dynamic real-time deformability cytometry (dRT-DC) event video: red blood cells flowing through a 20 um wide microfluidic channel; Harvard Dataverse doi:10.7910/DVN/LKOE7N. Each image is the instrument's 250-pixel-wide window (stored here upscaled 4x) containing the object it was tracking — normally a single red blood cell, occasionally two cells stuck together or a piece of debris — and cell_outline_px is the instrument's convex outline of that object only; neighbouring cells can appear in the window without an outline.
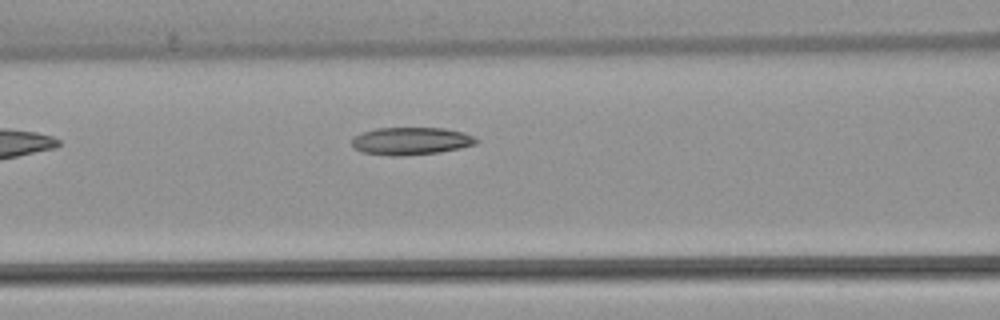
{"species": "common noctule bat (a hibernating species)", "species_latin": "Nyctalus noctula", "temperature_condition": "warm", "stored_images_in_passage": 5, "camera_frame_rate_fps": 3000, "um_per_image_px": 0.085, "animal": {"sex": "female", "body_mass_g": 22.7, "forearm_length_mm": 54.2}, "frame": {"image": 1, "passage_image": 5, "time_ms": 5.0, "image_size_px": [1000, 320], "cell_outline_px": [[480, 140], [476, 144], [460, 148], [440, 152], [404, 156], [392, 156], [364, 152], [356, 148], [352, 144], [352, 136], [376, 128], [444, 128], [464, 132]], "centroid_in_image_um": [34.96, 11.98], "position_along_channel_um": 131.6, "area_um2": 20.0}}